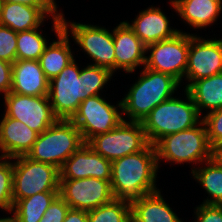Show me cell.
I'll return each mask as SVG.
<instances>
[{"label": "cell", "mask_w": 222, "mask_h": 222, "mask_svg": "<svg viewBox=\"0 0 222 222\" xmlns=\"http://www.w3.org/2000/svg\"><path fill=\"white\" fill-rule=\"evenodd\" d=\"M139 73L121 99L122 118L126 121L142 122L156 106L182 90L181 83L170 74L145 66Z\"/></svg>", "instance_id": "obj_3"}, {"label": "cell", "mask_w": 222, "mask_h": 222, "mask_svg": "<svg viewBox=\"0 0 222 222\" xmlns=\"http://www.w3.org/2000/svg\"><path fill=\"white\" fill-rule=\"evenodd\" d=\"M60 171L26 156L13 158V203L42 192H59Z\"/></svg>", "instance_id": "obj_8"}, {"label": "cell", "mask_w": 222, "mask_h": 222, "mask_svg": "<svg viewBox=\"0 0 222 222\" xmlns=\"http://www.w3.org/2000/svg\"><path fill=\"white\" fill-rule=\"evenodd\" d=\"M51 20L39 8L19 3H0V25L15 32L39 28Z\"/></svg>", "instance_id": "obj_23"}, {"label": "cell", "mask_w": 222, "mask_h": 222, "mask_svg": "<svg viewBox=\"0 0 222 222\" xmlns=\"http://www.w3.org/2000/svg\"><path fill=\"white\" fill-rule=\"evenodd\" d=\"M13 158L0 157V212L13 210Z\"/></svg>", "instance_id": "obj_29"}, {"label": "cell", "mask_w": 222, "mask_h": 222, "mask_svg": "<svg viewBox=\"0 0 222 222\" xmlns=\"http://www.w3.org/2000/svg\"><path fill=\"white\" fill-rule=\"evenodd\" d=\"M63 222H88V211L69 208Z\"/></svg>", "instance_id": "obj_36"}, {"label": "cell", "mask_w": 222, "mask_h": 222, "mask_svg": "<svg viewBox=\"0 0 222 222\" xmlns=\"http://www.w3.org/2000/svg\"><path fill=\"white\" fill-rule=\"evenodd\" d=\"M124 21L146 47L161 40L169 39L183 31L173 27L172 20L162 10V7L154 6V4L138 11L135 18L130 21L131 23L128 20Z\"/></svg>", "instance_id": "obj_16"}, {"label": "cell", "mask_w": 222, "mask_h": 222, "mask_svg": "<svg viewBox=\"0 0 222 222\" xmlns=\"http://www.w3.org/2000/svg\"><path fill=\"white\" fill-rule=\"evenodd\" d=\"M2 100L3 113L7 117L23 122L38 134L58 120L48 96H28L9 92Z\"/></svg>", "instance_id": "obj_13"}, {"label": "cell", "mask_w": 222, "mask_h": 222, "mask_svg": "<svg viewBox=\"0 0 222 222\" xmlns=\"http://www.w3.org/2000/svg\"><path fill=\"white\" fill-rule=\"evenodd\" d=\"M193 209L191 222H222V205L201 203Z\"/></svg>", "instance_id": "obj_32"}, {"label": "cell", "mask_w": 222, "mask_h": 222, "mask_svg": "<svg viewBox=\"0 0 222 222\" xmlns=\"http://www.w3.org/2000/svg\"><path fill=\"white\" fill-rule=\"evenodd\" d=\"M210 146L215 149L222 143V108L202 117Z\"/></svg>", "instance_id": "obj_30"}, {"label": "cell", "mask_w": 222, "mask_h": 222, "mask_svg": "<svg viewBox=\"0 0 222 222\" xmlns=\"http://www.w3.org/2000/svg\"><path fill=\"white\" fill-rule=\"evenodd\" d=\"M84 143L79 129L71 120L58 119L38 134L26 157L60 169L63 163Z\"/></svg>", "instance_id": "obj_7"}, {"label": "cell", "mask_w": 222, "mask_h": 222, "mask_svg": "<svg viewBox=\"0 0 222 222\" xmlns=\"http://www.w3.org/2000/svg\"><path fill=\"white\" fill-rule=\"evenodd\" d=\"M103 95L85 99L70 119L79 129L85 143L96 135L114 129L123 120L121 100L113 103Z\"/></svg>", "instance_id": "obj_9"}, {"label": "cell", "mask_w": 222, "mask_h": 222, "mask_svg": "<svg viewBox=\"0 0 222 222\" xmlns=\"http://www.w3.org/2000/svg\"><path fill=\"white\" fill-rule=\"evenodd\" d=\"M49 79L39 61L16 60L12 64L11 92L28 96H48Z\"/></svg>", "instance_id": "obj_21"}, {"label": "cell", "mask_w": 222, "mask_h": 222, "mask_svg": "<svg viewBox=\"0 0 222 222\" xmlns=\"http://www.w3.org/2000/svg\"><path fill=\"white\" fill-rule=\"evenodd\" d=\"M130 215V202L114 199L110 203L88 211V222H127Z\"/></svg>", "instance_id": "obj_28"}, {"label": "cell", "mask_w": 222, "mask_h": 222, "mask_svg": "<svg viewBox=\"0 0 222 222\" xmlns=\"http://www.w3.org/2000/svg\"><path fill=\"white\" fill-rule=\"evenodd\" d=\"M112 162L84 143L61 166L60 179L94 177L111 181Z\"/></svg>", "instance_id": "obj_17"}, {"label": "cell", "mask_w": 222, "mask_h": 222, "mask_svg": "<svg viewBox=\"0 0 222 222\" xmlns=\"http://www.w3.org/2000/svg\"><path fill=\"white\" fill-rule=\"evenodd\" d=\"M56 2L57 0H0V3H19L37 7L48 18H61L63 9L59 8Z\"/></svg>", "instance_id": "obj_33"}, {"label": "cell", "mask_w": 222, "mask_h": 222, "mask_svg": "<svg viewBox=\"0 0 222 222\" xmlns=\"http://www.w3.org/2000/svg\"><path fill=\"white\" fill-rule=\"evenodd\" d=\"M12 63L0 59V97L11 92Z\"/></svg>", "instance_id": "obj_35"}, {"label": "cell", "mask_w": 222, "mask_h": 222, "mask_svg": "<svg viewBox=\"0 0 222 222\" xmlns=\"http://www.w3.org/2000/svg\"><path fill=\"white\" fill-rule=\"evenodd\" d=\"M87 144L102 157L113 162L142 151L149 142L141 122L122 120L109 132L92 137Z\"/></svg>", "instance_id": "obj_10"}, {"label": "cell", "mask_w": 222, "mask_h": 222, "mask_svg": "<svg viewBox=\"0 0 222 222\" xmlns=\"http://www.w3.org/2000/svg\"><path fill=\"white\" fill-rule=\"evenodd\" d=\"M201 121L192 97L182 89L173 98L156 106L141 123L148 142L155 145L166 135L194 127Z\"/></svg>", "instance_id": "obj_5"}, {"label": "cell", "mask_w": 222, "mask_h": 222, "mask_svg": "<svg viewBox=\"0 0 222 222\" xmlns=\"http://www.w3.org/2000/svg\"><path fill=\"white\" fill-rule=\"evenodd\" d=\"M59 192H42L18 200L12 210L16 222H39Z\"/></svg>", "instance_id": "obj_26"}, {"label": "cell", "mask_w": 222, "mask_h": 222, "mask_svg": "<svg viewBox=\"0 0 222 222\" xmlns=\"http://www.w3.org/2000/svg\"><path fill=\"white\" fill-rule=\"evenodd\" d=\"M76 61L75 58L49 80L48 99L58 119L70 120L81 102L88 97L104 94L106 91L103 89L110 88L108 86L112 84L108 83L113 82L115 77L107 69L88 63L82 66Z\"/></svg>", "instance_id": "obj_1"}, {"label": "cell", "mask_w": 222, "mask_h": 222, "mask_svg": "<svg viewBox=\"0 0 222 222\" xmlns=\"http://www.w3.org/2000/svg\"><path fill=\"white\" fill-rule=\"evenodd\" d=\"M69 208V205L58 195L39 222H63Z\"/></svg>", "instance_id": "obj_34"}, {"label": "cell", "mask_w": 222, "mask_h": 222, "mask_svg": "<svg viewBox=\"0 0 222 222\" xmlns=\"http://www.w3.org/2000/svg\"><path fill=\"white\" fill-rule=\"evenodd\" d=\"M188 51L189 32L180 31L169 39L161 40L146 47L145 67L172 75L184 89Z\"/></svg>", "instance_id": "obj_11"}, {"label": "cell", "mask_w": 222, "mask_h": 222, "mask_svg": "<svg viewBox=\"0 0 222 222\" xmlns=\"http://www.w3.org/2000/svg\"><path fill=\"white\" fill-rule=\"evenodd\" d=\"M116 25L113 28L115 72L122 70L126 75L139 74L135 71L145 66L146 46L124 20Z\"/></svg>", "instance_id": "obj_15"}, {"label": "cell", "mask_w": 222, "mask_h": 222, "mask_svg": "<svg viewBox=\"0 0 222 222\" xmlns=\"http://www.w3.org/2000/svg\"><path fill=\"white\" fill-rule=\"evenodd\" d=\"M214 156L222 164V143L214 149Z\"/></svg>", "instance_id": "obj_37"}, {"label": "cell", "mask_w": 222, "mask_h": 222, "mask_svg": "<svg viewBox=\"0 0 222 222\" xmlns=\"http://www.w3.org/2000/svg\"><path fill=\"white\" fill-rule=\"evenodd\" d=\"M127 222H139L137 219H135L132 215L129 216L127 219Z\"/></svg>", "instance_id": "obj_39"}, {"label": "cell", "mask_w": 222, "mask_h": 222, "mask_svg": "<svg viewBox=\"0 0 222 222\" xmlns=\"http://www.w3.org/2000/svg\"><path fill=\"white\" fill-rule=\"evenodd\" d=\"M45 23L39 28L17 32L16 60H39L45 47L52 40L48 38L49 34L47 36V32L45 33L46 27L43 30Z\"/></svg>", "instance_id": "obj_27"}, {"label": "cell", "mask_w": 222, "mask_h": 222, "mask_svg": "<svg viewBox=\"0 0 222 222\" xmlns=\"http://www.w3.org/2000/svg\"><path fill=\"white\" fill-rule=\"evenodd\" d=\"M0 157L26 156L34 145L38 133L23 122L0 115Z\"/></svg>", "instance_id": "obj_20"}, {"label": "cell", "mask_w": 222, "mask_h": 222, "mask_svg": "<svg viewBox=\"0 0 222 222\" xmlns=\"http://www.w3.org/2000/svg\"><path fill=\"white\" fill-rule=\"evenodd\" d=\"M62 29L74 42L73 46H78L76 54L84 53L90 62L88 64L96 65L115 73V54L113 43V29L101 26L99 24L74 22L67 20L64 11L61 15Z\"/></svg>", "instance_id": "obj_6"}, {"label": "cell", "mask_w": 222, "mask_h": 222, "mask_svg": "<svg viewBox=\"0 0 222 222\" xmlns=\"http://www.w3.org/2000/svg\"><path fill=\"white\" fill-rule=\"evenodd\" d=\"M51 33L55 38L45 47L39 58V64L44 75L51 80L57 76L75 58V48L71 44V38L62 29V18H51Z\"/></svg>", "instance_id": "obj_18"}, {"label": "cell", "mask_w": 222, "mask_h": 222, "mask_svg": "<svg viewBox=\"0 0 222 222\" xmlns=\"http://www.w3.org/2000/svg\"><path fill=\"white\" fill-rule=\"evenodd\" d=\"M9 215V216H8ZM7 216H0V222H16L14 215L10 212Z\"/></svg>", "instance_id": "obj_38"}, {"label": "cell", "mask_w": 222, "mask_h": 222, "mask_svg": "<svg viewBox=\"0 0 222 222\" xmlns=\"http://www.w3.org/2000/svg\"><path fill=\"white\" fill-rule=\"evenodd\" d=\"M156 149L148 144L142 151L112 162L111 187L115 199L131 202L160 190Z\"/></svg>", "instance_id": "obj_2"}, {"label": "cell", "mask_w": 222, "mask_h": 222, "mask_svg": "<svg viewBox=\"0 0 222 222\" xmlns=\"http://www.w3.org/2000/svg\"><path fill=\"white\" fill-rule=\"evenodd\" d=\"M190 175L201 186L203 194H207L200 203L222 205V164L215 156L201 163Z\"/></svg>", "instance_id": "obj_25"}, {"label": "cell", "mask_w": 222, "mask_h": 222, "mask_svg": "<svg viewBox=\"0 0 222 222\" xmlns=\"http://www.w3.org/2000/svg\"><path fill=\"white\" fill-rule=\"evenodd\" d=\"M168 4L180 17L179 21L198 32L210 29L222 16V1L219 0H169Z\"/></svg>", "instance_id": "obj_19"}, {"label": "cell", "mask_w": 222, "mask_h": 222, "mask_svg": "<svg viewBox=\"0 0 222 222\" xmlns=\"http://www.w3.org/2000/svg\"><path fill=\"white\" fill-rule=\"evenodd\" d=\"M185 90L192 97L201 117L222 108V72L193 81Z\"/></svg>", "instance_id": "obj_24"}, {"label": "cell", "mask_w": 222, "mask_h": 222, "mask_svg": "<svg viewBox=\"0 0 222 222\" xmlns=\"http://www.w3.org/2000/svg\"><path fill=\"white\" fill-rule=\"evenodd\" d=\"M17 32L0 25V59L9 63L16 61Z\"/></svg>", "instance_id": "obj_31"}, {"label": "cell", "mask_w": 222, "mask_h": 222, "mask_svg": "<svg viewBox=\"0 0 222 222\" xmlns=\"http://www.w3.org/2000/svg\"><path fill=\"white\" fill-rule=\"evenodd\" d=\"M59 196L70 208L90 211L115 199L111 183L94 177L60 179Z\"/></svg>", "instance_id": "obj_14"}, {"label": "cell", "mask_w": 222, "mask_h": 222, "mask_svg": "<svg viewBox=\"0 0 222 222\" xmlns=\"http://www.w3.org/2000/svg\"><path fill=\"white\" fill-rule=\"evenodd\" d=\"M154 146L159 169L165 163L170 166L177 164V167L179 164L184 167L185 163L191 165L190 174L201 163L214 156V149L209 144L203 121L194 127L166 135Z\"/></svg>", "instance_id": "obj_4"}, {"label": "cell", "mask_w": 222, "mask_h": 222, "mask_svg": "<svg viewBox=\"0 0 222 222\" xmlns=\"http://www.w3.org/2000/svg\"><path fill=\"white\" fill-rule=\"evenodd\" d=\"M205 37L198 33L189 32V51L184 89L193 81L222 72V38L216 36L212 38L206 33Z\"/></svg>", "instance_id": "obj_12"}, {"label": "cell", "mask_w": 222, "mask_h": 222, "mask_svg": "<svg viewBox=\"0 0 222 222\" xmlns=\"http://www.w3.org/2000/svg\"><path fill=\"white\" fill-rule=\"evenodd\" d=\"M162 188L155 192L130 202L131 215L139 222H185L173 210ZM164 197V198H163ZM186 222L188 218H185Z\"/></svg>", "instance_id": "obj_22"}]
</instances>
